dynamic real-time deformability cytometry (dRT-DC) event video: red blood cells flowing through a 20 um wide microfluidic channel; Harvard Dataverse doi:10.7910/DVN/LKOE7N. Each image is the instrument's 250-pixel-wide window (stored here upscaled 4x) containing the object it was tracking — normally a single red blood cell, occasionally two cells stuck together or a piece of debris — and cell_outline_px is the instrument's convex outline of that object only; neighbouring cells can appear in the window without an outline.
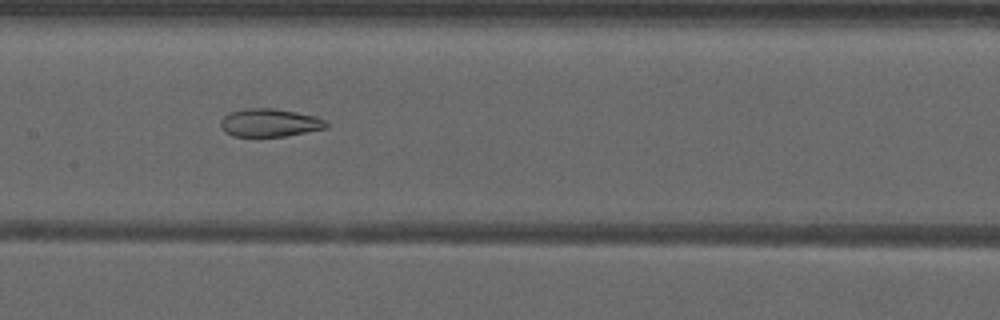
{"species": "common noctule bat (a hibernating species)", "species_latin": "Nyctalus noctula", "temperature_condition": "warm", "stored_images_in_passage": 46, "camera_frame_rate_fps": 3000, "um_per_image_px": 0.085, "animal": {"sex": "male", "forearm_length_mm": 52.5}, "frame": {"image": 1, "passage_image": 27, "time_ms": 8.667, "image_size_px": [1000, 320], "cell_outline_px": [[328, 128], [284, 136], [232, 136], [224, 132], [220, 124], [220, 120], [228, 112], [244, 108], [272, 108], [296, 112], [316, 116], [324, 120], [328, 124]], "centroid_in_image_um": [22.89, 10.42], "position_along_channel_um": 184.5, "area_um2": 17.34}}
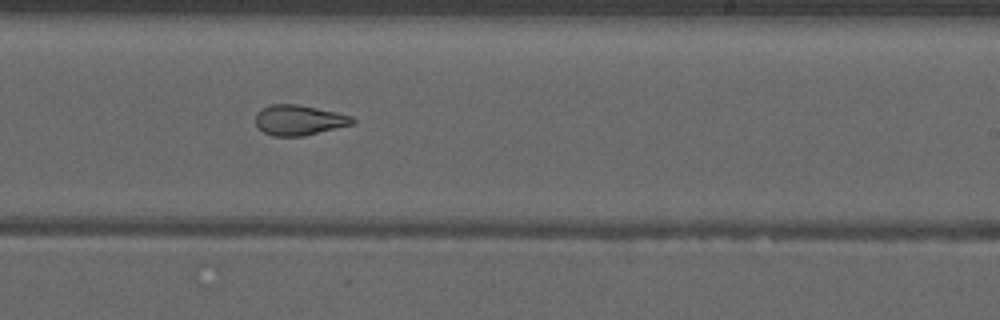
{"frame": {"image": 2, "passage_image": 33, "time_ms": 10.667, "image_size_px": [1000, 320], "cell_outline_px": [[356, 120], [352, 124], [304, 136], [272, 136], [264, 132], [256, 124], [256, 112], [260, 108], [272, 104], [296, 104], [336, 112], [352, 116]], "centroid_in_image_um": [25.39, 10.2], "position_along_channel_um": 263.6, "area_um2": 16.99}}
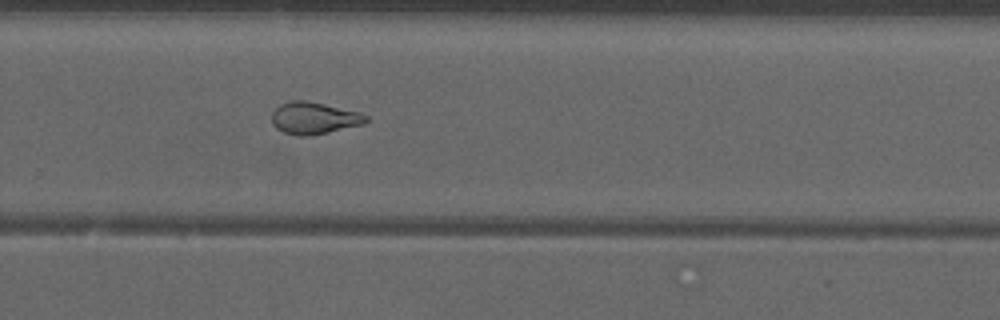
{"frame": {"image": 3, "passage_image": 36, "time_ms": 11.667, "image_size_px": [1000, 320], "cell_outline_px": [[368, 120], [364, 124], [328, 132], [308, 136], [300, 136], [284, 132], [276, 128], [272, 124], [272, 112], [280, 104], [292, 100], [304, 100], [324, 104], [360, 112], [368, 116]], "centroid_in_image_um": [26.69, 10.03], "position_along_channel_um": 303.1, "area_um2": 17.51}, "authors_computed_cell_mechanics": {"area_um2": 19.9699, "velocity_mm_per_s": 3.971, "shape_relaxation_time_tau1_ms": null, "shape_relaxation_time_tau2_ms": 2.0443, "deformation_change_tau1": null, "deformation_change_tau2": 0.1015}}